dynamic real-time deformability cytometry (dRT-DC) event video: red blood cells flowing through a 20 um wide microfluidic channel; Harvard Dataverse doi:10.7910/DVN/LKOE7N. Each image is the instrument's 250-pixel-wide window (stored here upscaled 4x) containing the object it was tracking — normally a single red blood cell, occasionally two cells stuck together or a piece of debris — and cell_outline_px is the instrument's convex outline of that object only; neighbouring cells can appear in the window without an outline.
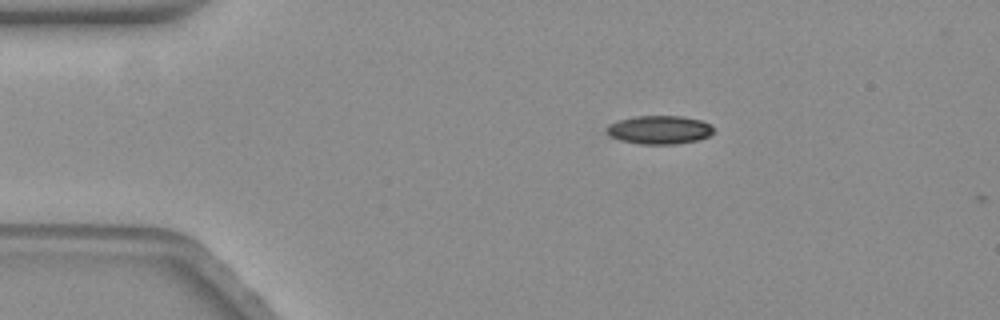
{"species": "common noctule bat (a hibernating species)", "species_latin": "Nyctalus noctula", "temperature_condition": "warm", "stored_images_in_passage": 6, "camera_frame_rate_fps": 3000, "um_per_image_px": 0.085, "animal": {"sex": "female", "body_mass_g": 19.3, "forearm_length_mm": 54.1}, "frame": {"image": 1, "passage_image": 5, "time_ms": 1.333, "image_size_px": [1000, 320], "cell_outline_px": [[712, 132], [708, 136], [696, 140], [676, 144], [640, 144], [620, 140], [608, 136], [608, 124], [620, 120], [636, 116], [680, 116], [700, 120], [708, 124], [712, 128]], "centroid_in_image_um": [56.01, 11.04], "position_along_channel_um": 29.0, "area_um2": 17.46}}